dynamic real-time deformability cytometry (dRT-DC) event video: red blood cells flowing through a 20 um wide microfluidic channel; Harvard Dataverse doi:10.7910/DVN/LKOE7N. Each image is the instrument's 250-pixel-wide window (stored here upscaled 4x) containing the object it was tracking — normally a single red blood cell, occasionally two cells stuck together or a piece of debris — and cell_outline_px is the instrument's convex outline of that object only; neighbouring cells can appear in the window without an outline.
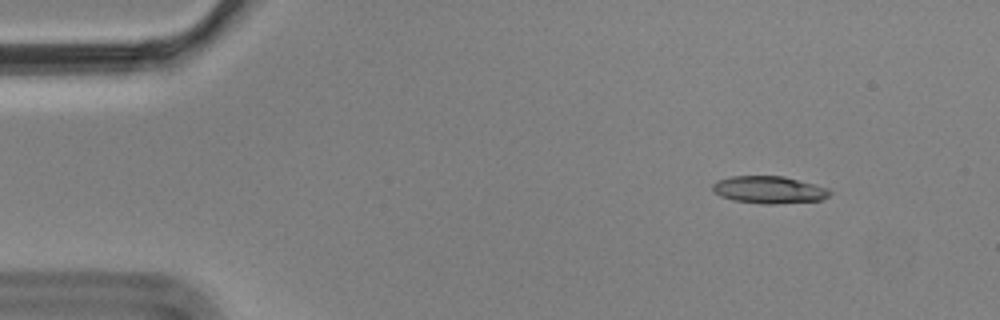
{"species": "Egyptian fruit bat (a non-hibernating species)", "species_latin": "Rousettus aegyptiacus", "temperature_condition": "cold", "stored_images_in_passage": 5, "camera_frame_rate_fps": 3000, "um_per_image_px": 0.085, "animal": {"sex": "male"}, "frame": {"image": 1, "passage_image": 2, "time_ms": 0.333, "image_size_px": [1000, 320], "cell_outline_px": [[832, 192], [828, 196], [820, 200], [776, 204], [760, 204], [732, 200], [720, 196], [712, 188], [712, 184], [716, 180], [732, 176], [784, 176], [828, 188]], "centroid_in_image_um": [65.34, 16.13], "position_along_channel_um": 19.7, "area_um2": 18.67}}